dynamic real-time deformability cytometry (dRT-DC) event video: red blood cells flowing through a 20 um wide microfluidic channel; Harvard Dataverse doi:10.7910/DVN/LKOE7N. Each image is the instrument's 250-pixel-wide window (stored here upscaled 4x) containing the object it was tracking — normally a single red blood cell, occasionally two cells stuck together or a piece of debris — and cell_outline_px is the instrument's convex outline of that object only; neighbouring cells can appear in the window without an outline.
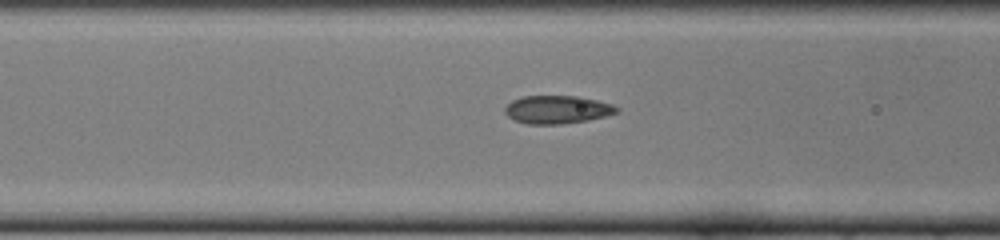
{"species": "common noctule bat (a hibernating species)", "species_latin": "Nyctalus noctula", "temperature_condition": "cold", "stored_images_in_passage": 11, "camera_frame_rate_fps": 3000, "um_per_image_px": 0.085, "animal": {"sex": "female", "body_mass_g": 22.0, "forearm_length_mm": 56.7}, "frame": {"image": 1, "passage_image": 10, "time_ms": 3.0, "image_size_px": [1000, 240], "cell_outline_px": [[620, 112], [588, 120], [560, 124], [528, 124], [512, 120], [504, 112], [504, 108], [512, 100], [524, 96], [580, 96], [612, 104], [620, 108]], "centroid_in_image_um": [47.36, 9.31], "position_along_channel_um": 119.2, "area_um2": 18.38}}